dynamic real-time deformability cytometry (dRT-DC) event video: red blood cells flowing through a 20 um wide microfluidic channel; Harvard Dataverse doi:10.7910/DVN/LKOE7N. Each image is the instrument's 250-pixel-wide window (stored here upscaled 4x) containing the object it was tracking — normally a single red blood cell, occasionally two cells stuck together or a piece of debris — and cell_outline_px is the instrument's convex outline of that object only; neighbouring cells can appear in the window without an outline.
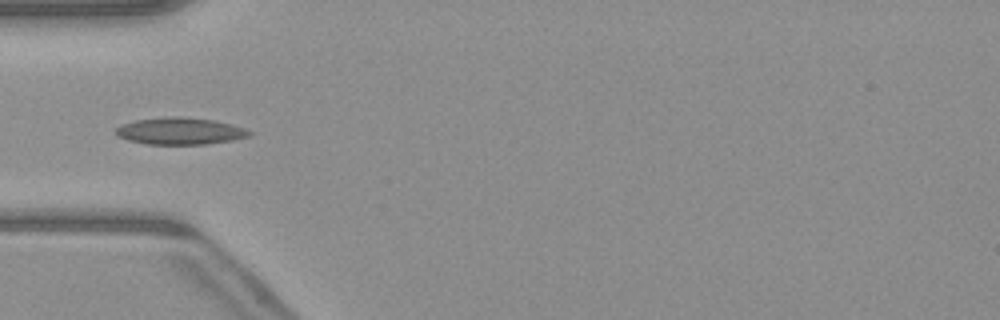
{"species": "common noctule bat (a hibernating species)", "species_latin": "Nyctalus noctula", "temperature_condition": "warm", "stored_images_in_passage": 28, "camera_frame_rate_fps": 3000, "um_per_image_px": 0.085, "animal": {"sex": "male", "body_mass_g": 23.1, "forearm_length_mm": 52.7}, "frame": {"image": 1, "passage_image": 4, "time_ms": 1.0, "image_size_px": [1000, 320], "cell_outline_px": [[252, 136], [232, 140], [208, 144], [148, 144], [128, 140], [116, 136], [116, 128], [120, 124], [136, 120], [172, 116], [180, 116], [212, 120], [232, 124], [244, 128], [252, 132]], "centroid_in_image_um": [15.31, 11.14], "position_along_channel_um": 69.7, "area_um2": 20.98}}
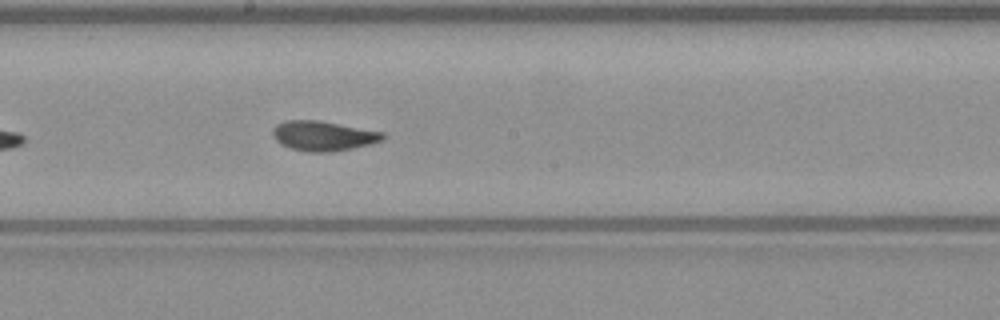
{"frame": {"image": 2, "passage_image": 15, "time_ms": 4.667, "image_size_px": [1000, 320], "cell_outline_px": [[384, 140], [352, 148], [332, 152], [308, 152], [292, 148], [280, 144], [272, 136], [272, 128], [276, 124], [284, 120], [320, 120], [384, 132]], "centroid_in_image_um": [27.44, 11.54], "position_along_channel_um": 220.8, "area_um2": 19.25}}
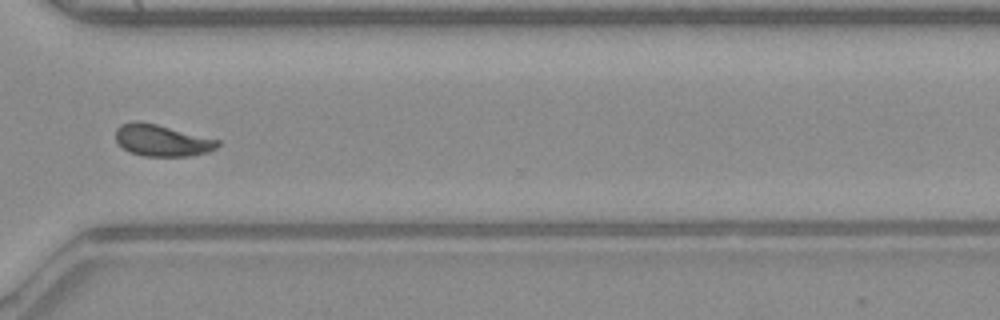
{"frame": {"image": 3, "passage_image": 25, "time_ms": 8.0, "image_size_px": [1000, 320], "cell_outline_px": [[220, 144], [216, 148], [208, 152], [192, 156], [144, 156], [128, 152], [116, 140], [116, 128], [120, 124], [132, 120], [140, 120], [220, 140]], "centroid_in_image_um": [13.75, 11.93], "position_along_channel_um": 356.9, "area_um2": 18.96}, "authors_computed_cell_mechanics": {"area_um2": 18.8139, "velocity_mm_per_s": 4.088, "shape_relaxation_time_tau1_ms": 4.1507, "shape_relaxation_time_tau2_ms": 0.5813, "deformation_change_tau1": 0.1606, "deformation_change_tau2": 0.044}}